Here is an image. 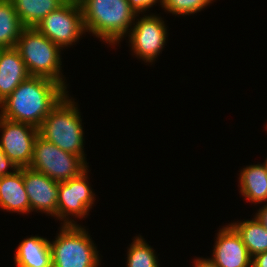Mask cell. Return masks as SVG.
<instances>
[{
  "mask_svg": "<svg viewBox=\"0 0 267 267\" xmlns=\"http://www.w3.org/2000/svg\"><path fill=\"white\" fill-rule=\"evenodd\" d=\"M26 28L35 27L50 12L64 4L62 0H11Z\"/></svg>",
  "mask_w": 267,
  "mask_h": 267,
  "instance_id": "e0dca14e",
  "label": "cell"
},
{
  "mask_svg": "<svg viewBox=\"0 0 267 267\" xmlns=\"http://www.w3.org/2000/svg\"><path fill=\"white\" fill-rule=\"evenodd\" d=\"M154 251L141 235L134 237L127 252V267H159Z\"/></svg>",
  "mask_w": 267,
  "mask_h": 267,
  "instance_id": "ffe728a7",
  "label": "cell"
},
{
  "mask_svg": "<svg viewBox=\"0 0 267 267\" xmlns=\"http://www.w3.org/2000/svg\"><path fill=\"white\" fill-rule=\"evenodd\" d=\"M76 104L73 97L66 94L45 117L38 131L46 141L80 156L87 163L83 150L85 137L81 113Z\"/></svg>",
  "mask_w": 267,
  "mask_h": 267,
  "instance_id": "3957f363",
  "label": "cell"
},
{
  "mask_svg": "<svg viewBox=\"0 0 267 267\" xmlns=\"http://www.w3.org/2000/svg\"><path fill=\"white\" fill-rule=\"evenodd\" d=\"M64 3H75V4H81L83 0H62Z\"/></svg>",
  "mask_w": 267,
  "mask_h": 267,
  "instance_id": "4316f807",
  "label": "cell"
},
{
  "mask_svg": "<svg viewBox=\"0 0 267 267\" xmlns=\"http://www.w3.org/2000/svg\"><path fill=\"white\" fill-rule=\"evenodd\" d=\"M0 209L21 214L30 213V203L25 190L22 168L13 174L0 177Z\"/></svg>",
  "mask_w": 267,
  "mask_h": 267,
  "instance_id": "5bb4252c",
  "label": "cell"
},
{
  "mask_svg": "<svg viewBox=\"0 0 267 267\" xmlns=\"http://www.w3.org/2000/svg\"><path fill=\"white\" fill-rule=\"evenodd\" d=\"M22 177L30 203V212L35 210L57 219L59 182L29 167L22 168Z\"/></svg>",
  "mask_w": 267,
  "mask_h": 267,
  "instance_id": "8fae6325",
  "label": "cell"
},
{
  "mask_svg": "<svg viewBox=\"0 0 267 267\" xmlns=\"http://www.w3.org/2000/svg\"><path fill=\"white\" fill-rule=\"evenodd\" d=\"M49 240L41 236L23 239L14 254L17 267H52Z\"/></svg>",
  "mask_w": 267,
  "mask_h": 267,
  "instance_id": "9a60e30c",
  "label": "cell"
},
{
  "mask_svg": "<svg viewBox=\"0 0 267 267\" xmlns=\"http://www.w3.org/2000/svg\"><path fill=\"white\" fill-rule=\"evenodd\" d=\"M255 213V217L263 224L264 228L267 230V204L259 208Z\"/></svg>",
  "mask_w": 267,
  "mask_h": 267,
  "instance_id": "484cf974",
  "label": "cell"
},
{
  "mask_svg": "<svg viewBox=\"0 0 267 267\" xmlns=\"http://www.w3.org/2000/svg\"><path fill=\"white\" fill-rule=\"evenodd\" d=\"M212 2L213 0H163L162 8L175 16L194 15Z\"/></svg>",
  "mask_w": 267,
  "mask_h": 267,
  "instance_id": "44dd1931",
  "label": "cell"
},
{
  "mask_svg": "<svg viewBox=\"0 0 267 267\" xmlns=\"http://www.w3.org/2000/svg\"><path fill=\"white\" fill-rule=\"evenodd\" d=\"M0 148L19 169L29 167L34 142L39 135L36 127L7 120L0 116Z\"/></svg>",
  "mask_w": 267,
  "mask_h": 267,
  "instance_id": "30bf717a",
  "label": "cell"
},
{
  "mask_svg": "<svg viewBox=\"0 0 267 267\" xmlns=\"http://www.w3.org/2000/svg\"><path fill=\"white\" fill-rule=\"evenodd\" d=\"M80 5L86 32L113 47L128 35L137 15L128 0H83Z\"/></svg>",
  "mask_w": 267,
  "mask_h": 267,
  "instance_id": "7a4b0ae2",
  "label": "cell"
},
{
  "mask_svg": "<svg viewBox=\"0 0 267 267\" xmlns=\"http://www.w3.org/2000/svg\"><path fill=\"white\" fill-rule=\"evenodd\" d=\"M87 164L80 156L63 151L38 135L29 168L63 182L78 177L88 169Z\"/></svg>",
  "mask_w": 267,
  "mask_h": 267,
  "instance_id": "8992f818",
  "label": "cell"
},
{
  "mask_svg": "<svg viewBox=\"0 0 267 267\" xmlns=\"http://www.w3.org/2000/svg\"><path fill=\"white\" fill-rule=\"evenodd\" d=\"M30 76L15 47L0 49V103Z\"/></svg>",
  "mask_w": 267,
  "mask_h": 267,
  "instance_id": "4fadbf2b",
  "label": "cell"
},
{
  "mask_svg": "<svg viewBox=\"0 0 267 267\" xmlns=\"http://www.w3.org/2000/svg\"><path fill=\"white\" fill-rule=\"evenodd\" d=\"M68 91L54 80L30 76L0 103V116L37 129Z\"/></svg>",
  "mask_w": 267,
  "mask_h": 267,
  "instance_id": "6da1fadb",
  "label": "cell"
},
{
  "mask_svg": "<svg viewBox=\"0 0 267 267\" xmlns=\"http://www.w3.org/2000/svg\"><path fill=\"white\" fill-rule=\"evenodd\" d=\"M35 28L61 49L72 46L86 32L81 5L64 3L44 17Z\"/></svg>",
  "mask_w": 267,
  "mask_h": 267,
  "instance_id": "52a82bcc",
  "label": "cell"
},
{
  "mask_svg": "<svg viewBox=\"0 0 267 267\" xmlns=\"http://www.w3.org/2000/svg\"><path fill=\"white\" fill-rule=\"evenodd\" d=\"M130 7L137 13H146V10L149 11V8L153 7L155 3L160 2V5H163V0H128Z\"/></svg>",
  "mask_w": 267,
  "mask_h": 267,
  "instance_id": "7402d4cb",
  "label": "cell"
},
{
  "mask_svg": "<svg viewBox=\"0 0 267 267\" xmlns=\"http://www.w3.org/2000/svg\"><path fill=\"white\" fill-rule=\"evenodd\" d=\"M210 259L218 267H252V258L247 247L230 224L218 231Z\"/></svg>",
  "mask_w": 267,
  "mask_h": 267,
  "instance_id": "7c38bea8",
  "label": "cell"
},
{
  "mask_svg": "<svg viewBox=\"0 0 267 267\" xmlns=\"http://www.w3.org/2000/svg\"><path fill=\"white\" fill-rule=\"evenodd\" d=\"M137 17L139 14L136 15V21L128 33L131 51L138 59L152 63L166 44L167 27L163 18L158 15L143 14L142 18Z\"/></svg>",
  "mask_w": 267,
  "mask_h": 267,
  "instance_id": "9c48e42d",
  "label": "cell"
},
{
  "mask_svg": "<svg viewBox=\"0 0 267 267\" xmlns=\"http://www.w3.org/2000/svg\"><path fill=\"white\" fill-rule=\"evenodd\" d=\"M11 169L12 171H8ZM19 169L8 157L5 156L0 148V177L11 175Z\"/></svg>",
  "mask_w": 267,
  "mask_h": 267,
  "instance_id": "603a6c76",
  "label": "cell"
},
{
  "mask_svg": "<svg viewBox=\"0 0 267 267\" xmlns=\"http://www.w3.org/2000/svg\"><path fill=\"white\" fill-rule=\"evenodd\" d=\"M31 76L44 77L60 83L66 90L62 75L61 48L35 27L25 28L15 46Z\"/></svg>",
  "mask_w": 267,
  "mask_h": 267,
  "instance_id": "277c9868",
  "label": "cell"
},
{
  "mask_svg": "<svg viewBox=\"0 0 267 267\" xmlns=\"http://www.w3.org/2000/svg\"><path fill=\"white\" fill-rule=\"evenodd\" d=\"M252 267H267V251L252 258Z\"/></svg>",
  "mask_w": 267,
  "mask_h": 267,
  "instance_id": "cb8c5ba5",
  "label": "cell"
},
{
  "mask_svg": "<svg viewBox=\"0 0 267 267\" xmlns=\"http://www.w3.org/2000/svg\"><path fill=\"white\" fill-rule=\"evenodd\" d=\"M52 267H99L100 255L91 236L81 225H62L49 242Z\"/></svg>",
  "mask_w": 267,
  "mask_h": 267,
  "instance_id": "5b68a950",
  "label": "cell"
},
{
  "mask_svg": "<svg viewBox=\"0 0 267 267\" xmlns=\"http://www.w3.org/2000/svg\"><path fill=\"white\" fill-rule=\"evenodd\" d=\"M239 184L244 199L254 204L267 202V163L249 165L240 171Z\"/></svg>",
  "mask_w": 267,
  "mask_h": 267,
  "instance_id": "2e32d148",
  "label": "cell"
},
{
  "mask_svg": "<svg viewBox=\"0 0 267 267\" xmlns=\"http://www.w3.org/2000/svg\"><path fill=\"white\" fill-rule=\"evenodd\" d=\"M194 267H218L216 263L210 258H196L194 260Z\"/></svg>",
  "mask_w": 267,
  "mask_h": 267,
  "instance_id": "d4e9b609",
  "label": "cell"
},
{
  "mask_svg": "<svg viewBox=\"0 0 267 267\" xmlns=\"http://www.w3.org/2000/svg\"><path fill=\"white\" fill-rule=\"evenodd\" d=\"M238 223H230V225L240 235L244 245L247 247L251 258L267 251V230L263 224L256 218L245 220Z\"/></svg>",
  "mask_w": 267,
  "mask_h": 267,
  "instance_id": "ac0fdd59",
  "label": "cell"
},
{
  "mask_svg": "<svg viewBox=\"0 0 267 267\" xmlns=\"http://www.w3.org/2000/svg\"><path fill=\"white\" fill-rule=\"evenodd\" d=\"M25 28L11 0H0V49L15 47Z\"/></svg>",
  "mask_w": 267,
  "mask_h": 267,
  "instance_id": "d6986e66",
  "label": "cell"
},
{
  "mask_svg": "<svg viewBox=\"0 0 267 267\" xmlns=\"http://www.w3.org/2000/svg\"><path fill=\"white\" fill-rule=\"evenodd\" d=\"M88 172L86 169L78 177L59 182L57 218L63 221L62 225H77V222L68 216L82 219L89 215L88 212L92 209L96 199L88 182Z\"/></svg>",
  "mask_w": 267,
  "mask_h": 267,
  "instance_id": "ba28073f",
  "label": "cell"
}]
</instances>
